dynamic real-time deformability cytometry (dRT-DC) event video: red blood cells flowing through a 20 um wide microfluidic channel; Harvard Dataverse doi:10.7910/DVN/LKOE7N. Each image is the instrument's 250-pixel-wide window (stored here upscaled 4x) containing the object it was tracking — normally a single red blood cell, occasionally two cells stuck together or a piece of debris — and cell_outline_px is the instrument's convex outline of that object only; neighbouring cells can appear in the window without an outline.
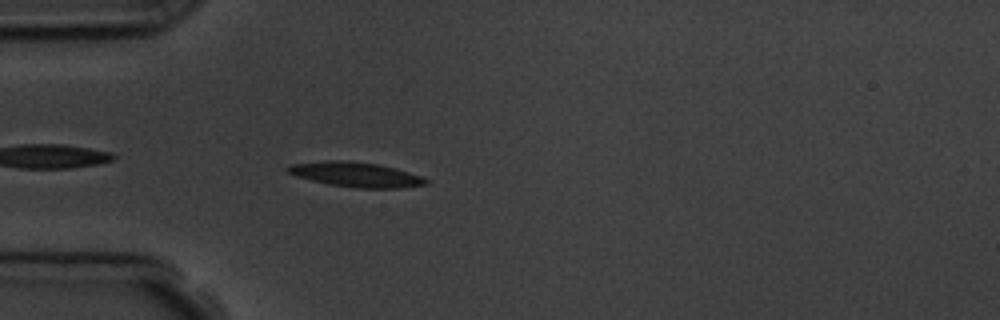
{"species": "common noctule bat (a hibernating species)", "species_latin": "Nyctalus noctula", "temperature_condition": "room temperature", "stored_images_in_passage": 4, "camera_frame_rate_fps": 3000, "um_per_image_px": 0.085, "animal": {"sex": "male", "body_mass_g": 19.5, "forearm_length_mm": 54.6}, "frame": {"image": 1, "passage_image": 4, "time_ms": 3.333, "image_size_px": [1000, 320], "cell_outline_px": [[428, 184], [400, 188], [356, 188], [328, 184], [296, 176], [288, 172], [284, 168], [292, 164], [324, 160], [344, 160], [376, 164], [396, 168], [420, 176], [428, 180]], "centroid_in_image_um": [30.23, 14.83], "position_along_channel_um": 54.8, "area_um2": 19.88}}